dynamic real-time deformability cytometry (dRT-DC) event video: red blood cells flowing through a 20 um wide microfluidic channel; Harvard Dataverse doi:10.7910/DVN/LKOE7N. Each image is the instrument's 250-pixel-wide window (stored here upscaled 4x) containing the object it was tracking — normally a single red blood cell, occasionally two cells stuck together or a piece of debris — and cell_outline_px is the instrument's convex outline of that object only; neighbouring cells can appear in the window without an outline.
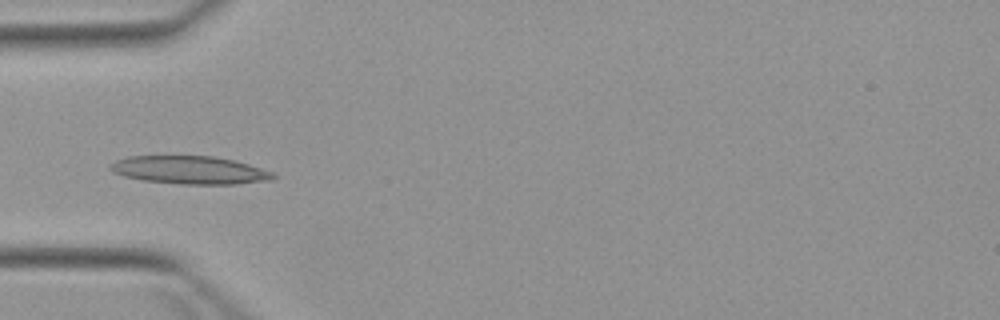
{"species": "Egyptian fruit bat (a non-hibernating species)", "species_latin": "Rousettus aegyptiacus", "temperature_condition": "warm", "stored_images_in_passage": 5, "camera_frame_rate_fps": 3000, "um_per_image_px": 0.085, "animal": {"sex": "female"}, "frame": {"image": 1, "passage_image": 5, "time_ms": 4.667, "image_size_px": [1000, 320], "cell_outline_px": [[276, 176], [272, 180], [236, 184], [180, 184], [140, 180], [124, 176], [112, 172], [108, 168], [108, 164], [116, 160], [128, 156], [212, 156], [232, 160], [248, 164], [272, 172]], "centroid_in_image_um": [16.07, 14.46], "position_along_channel_um": 68.9, "area_um2": 26.65}}